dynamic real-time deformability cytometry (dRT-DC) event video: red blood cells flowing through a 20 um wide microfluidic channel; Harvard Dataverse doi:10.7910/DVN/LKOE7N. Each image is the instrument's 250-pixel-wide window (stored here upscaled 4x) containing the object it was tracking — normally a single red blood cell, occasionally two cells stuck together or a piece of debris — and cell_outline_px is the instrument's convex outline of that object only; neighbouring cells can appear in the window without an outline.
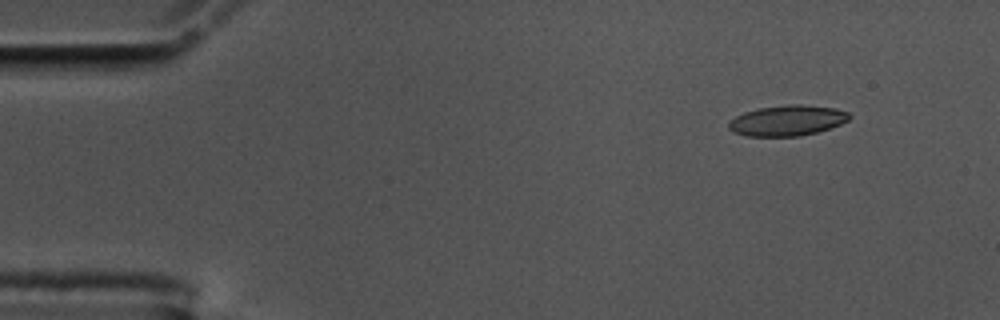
{"species": "common noctule bat (a hibernating species)", "species_latin": "Nyctalus noctula", "temperature_condition": "cold", "stored_images_in_passage": 38, "camera_frame_rate_fps": 3000, "um_per_image_px": 0.085, "animal": {"sex": "male", "body_mass_g": 17.5, "forearm_length_mm": 52.3}, "frame": {"image": 1, "passage_image": 1, "time_ms": 0.0, "image_size_px": [1000, 320], "cell_outline_px": [[852, 116], [848, 120], [840, 124], [816, 132], [800, 136], [744, 136], [732, 132], [728, 128], [728, 120], [744, 112], [756, 108], [788, 104], [800, 104], [836, 108], [848, 112]], "centroid_in_image_um": [66.88, 10.24], "position_along_channel_um": 18.1, "area_um2": 21.68}}
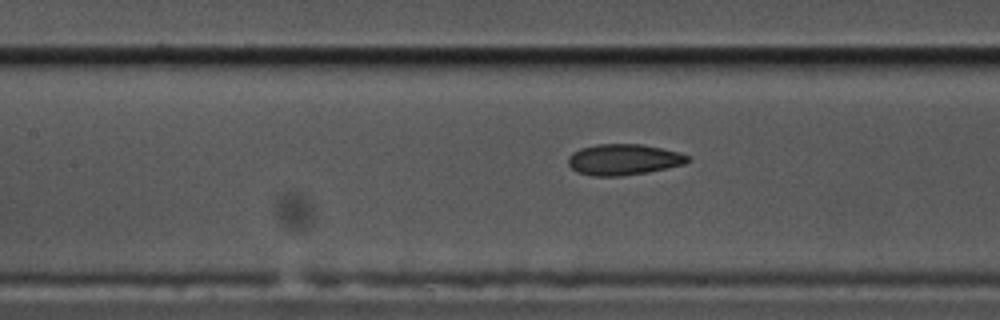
{"frame": {"image": 2, "passage_image": 20, "time_ms": 6.333, "image_size_px": [1000, 320], "cell_outline_px": [[688, 160], [684, 164], [648, 172], [620, 176], [592, 176], [576, 172], [568, 164], [568, 156], [572, 152], [580, 148], [596, 144], [644, 144], [680, 152], [688, 156]], "centroid_in_image_um": [52.97, 13.56], "position_along_channel_um": 154.4, "area_um2": 21.68}}
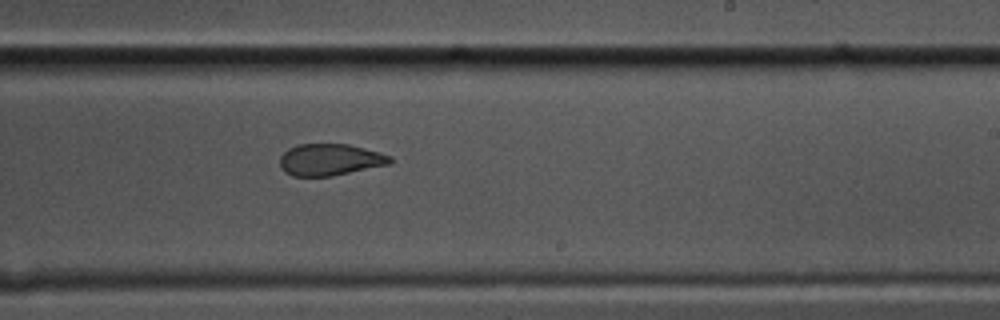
{"frame": {"image": 3, "passage_image": 29, "time_ms": 9.333, "image_size_px": [1000, 320], "cell_outline_px": [[392, 164], [332, 176], [292, 176], [284, 172], [280, 168], [280, 156], [288, 148], [296, 144], [348, 144], [380, 152], [392, 156]], "centroid_in_image_um": [28.05, 13.57], "position_along_channel_um": 260.9, "area_um2": 20.63}}